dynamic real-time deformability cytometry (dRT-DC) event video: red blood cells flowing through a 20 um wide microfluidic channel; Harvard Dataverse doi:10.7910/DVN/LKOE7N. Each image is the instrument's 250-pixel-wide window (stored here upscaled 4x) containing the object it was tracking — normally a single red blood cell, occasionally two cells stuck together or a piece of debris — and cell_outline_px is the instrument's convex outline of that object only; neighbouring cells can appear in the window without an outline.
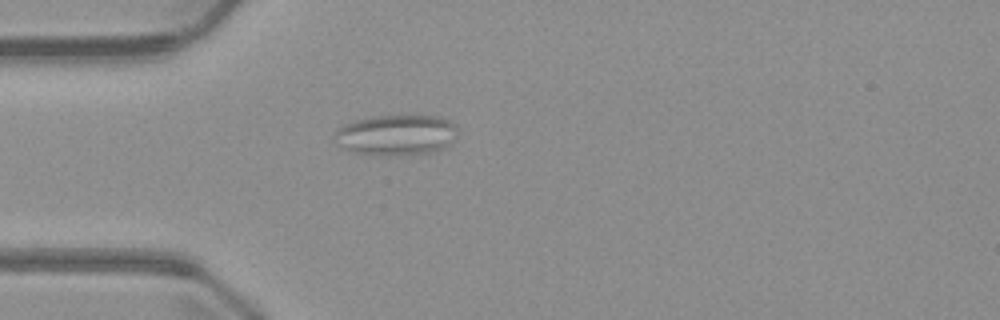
{"species": "common noctule bat (a hibernating species)", "species_latin": "Nyctalus noctula", "temperature_condition": "warm", "stored_images_in_passage": 3, "camera_frame_rate_fps": 3000, "um_per_image_px": 0.085, "animal": {"sex": "male", "body_mass_g": 23.1, "forearm_length_mm": 52.7}, "frame": {"image": 1, "passage_image": 3, "time_ms": 2.333, "image_size_px": [1000, 320], "cell_outline_px": [[456, 128], [452, 144], [444, 148], [432, 152], [400, 156], [368, 156], [356, 152], [336, 144], [336, 128], [344, 124], [356, 120], [372, 116], [440, 116], [448, 120]], "centroid_in_image_um": [33.66, 11.5], "position_along_channel_um": 51.3, "area_um2": 29.3}}